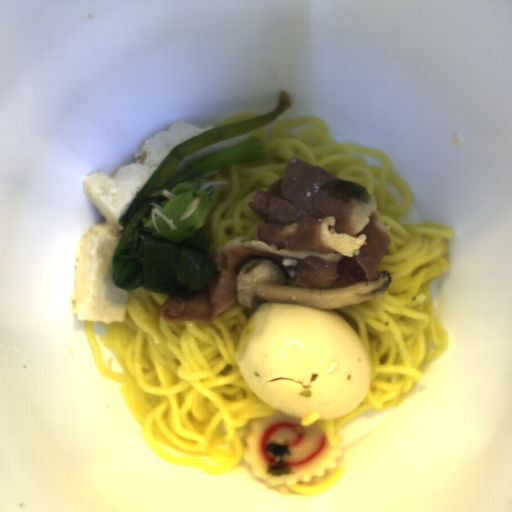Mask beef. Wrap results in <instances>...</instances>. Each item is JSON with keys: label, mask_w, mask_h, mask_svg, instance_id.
Wrapping results in <instances>:
<instances>
[{"label": "beef", "mask_w": 512, "mask_h": 512, "mask_svg": "<svg viewBox=\"0 0 512 512\" xmlns=\"http://www.w3.org/2000/svg\"><path fill=\"white\" fill-rule=\"evenodd\" d=\"M330 181L343 180L323 166L289 160L281 179L248 202L266 221L257 238L209 247L215 272L193 295L167 296L162 320L209 323L237 300L236 274L254 259L276 263L284 285L316 290L375 280L390 247V226L380 220L375 196L368 204L353 198L342 203L322 191Z\"/></svg>", "instance_id": "1"}]
</instances>
